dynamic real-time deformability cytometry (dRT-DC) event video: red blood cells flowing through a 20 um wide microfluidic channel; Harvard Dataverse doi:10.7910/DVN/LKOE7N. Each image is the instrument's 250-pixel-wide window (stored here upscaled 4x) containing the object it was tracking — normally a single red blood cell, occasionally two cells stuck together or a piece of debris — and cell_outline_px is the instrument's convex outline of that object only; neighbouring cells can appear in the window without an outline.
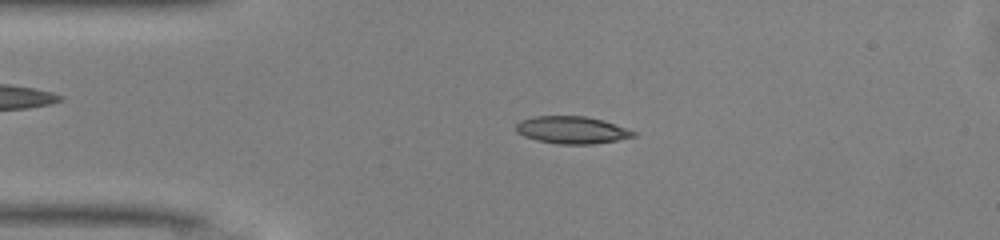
{"species": "common noctule bat (a hibernating species)", "species_latin": "Nyctalus noctula", "temperature_condition": "warm", "stored_images_in_passage": 47, "camera_frame_rate_fps": 3000, "um_per_image_px": 0.085, "animal": {"sex": "male", "body_mass_g": 13.0, "forearm_length_mm": 53.1}, "frame": {"image": 1, "passage_image": 9, "time_ms": 2.667, "image_size_px": [1000, 240], "cell_outline_px": [[636, 136], [616, 140], [592, 144], [556, 144], [536, 140], [524, 136], [516, 132], [516, 124], [520, 120], [532, 116], [584, 116], [604, 120], [636, 132]], "centroid_in_image_um": [48.57, 11.04], "position_along_channel_um": 36.4, "area_um2": 18.73}}
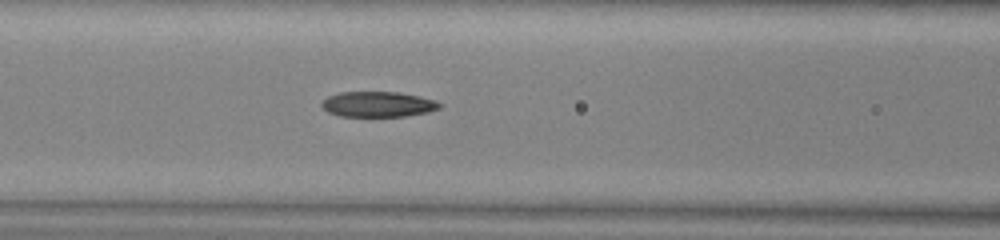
{"frame": {"image": 2, "passage_image": 18, "time_ms": 5.667, "image_size_px": [1000, 240], "cell_outline_px": [[444, 104], [440, 108], [428, 112], [404, 116], [340, 116], [328, 112], [320, 104], [328, 96], [340, 92], [400, 92], [420, 96], [436, 100]], "centroid_in_image_um": [32.17, 8.85], "position_along_channel_um": 134.4, "area_um2": 17.51}}
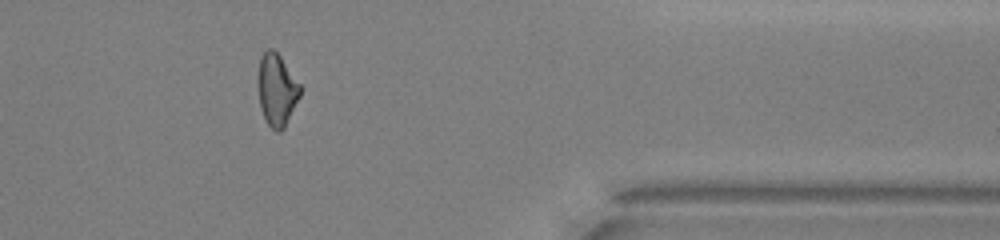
{"frame": {"image": 3, "passage_image": 38, "time_ms": 12.333, "image_size_px": [1000, 240], "cell_outline_px": [[300, 96], [284, 128], [280, 132], [276, 132], [268, 124], [260, 108], [256, 80], [260, 56], [268, 48], [272, 48], [280, 56], [300, 84]], "centroid_in_image_um": [23.49, 7.62], "position_along_channel_um": 387.9, "area_um2": 17.86}, "authors_computed_cell_mechanics": {"area_um2": 18.3226, "velocity_mm_per_s": 4.1922, "shape_relaxation_time_tau1_ms": null, "shape_relaxation_time_tau2_ms": 3.953, "deformation_change_tau1": null, "deformation_change_tau2": 0.1243}}